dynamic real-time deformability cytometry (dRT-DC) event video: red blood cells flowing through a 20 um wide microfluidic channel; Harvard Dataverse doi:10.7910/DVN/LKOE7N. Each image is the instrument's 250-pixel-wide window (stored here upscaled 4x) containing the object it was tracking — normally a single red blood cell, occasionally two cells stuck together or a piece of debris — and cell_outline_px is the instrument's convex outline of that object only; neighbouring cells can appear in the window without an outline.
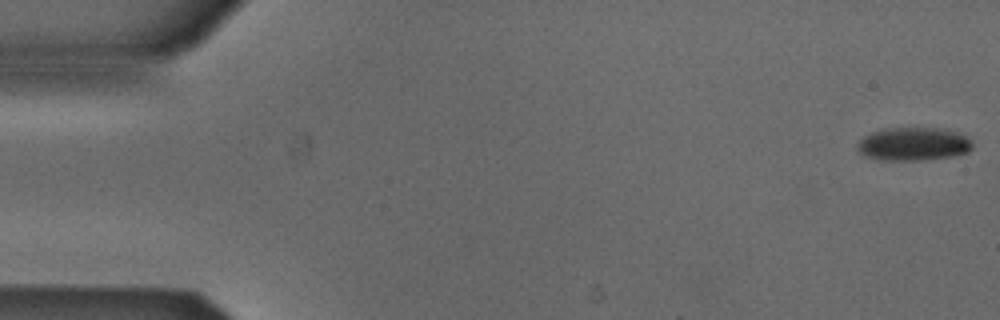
{"species": "Egyptian fruit bat (a non-hibernating species)", "species_latin": "Rousettus aegyptiacus", "temperature_condition": "cold", "stored_images_in_passage": 2, "segment_of_instrument_passage": [2, 2], "camera_frame_rate_fps": 3000, "um_per_image_px": 0.085, "animal": {"sex": "male"}, "frame": {"image": 1, "passage_image": 2, "time_ms": 0.333, "image_size_px": [1000, 320], "cell_outline_px": [[972, 148], [968, 152], [956, 156], [920, 160], [884, 160], [864, 156], [856, 148], [856, 144], [864, 136], [872, 132], [884, 128], [940, 128], [956, 132], [968, 136], [972, 140]], "centroid_in_image_um": [77.66, 12.24], "position_along_channel_um": 7.3, "area_um2": 22.48}}